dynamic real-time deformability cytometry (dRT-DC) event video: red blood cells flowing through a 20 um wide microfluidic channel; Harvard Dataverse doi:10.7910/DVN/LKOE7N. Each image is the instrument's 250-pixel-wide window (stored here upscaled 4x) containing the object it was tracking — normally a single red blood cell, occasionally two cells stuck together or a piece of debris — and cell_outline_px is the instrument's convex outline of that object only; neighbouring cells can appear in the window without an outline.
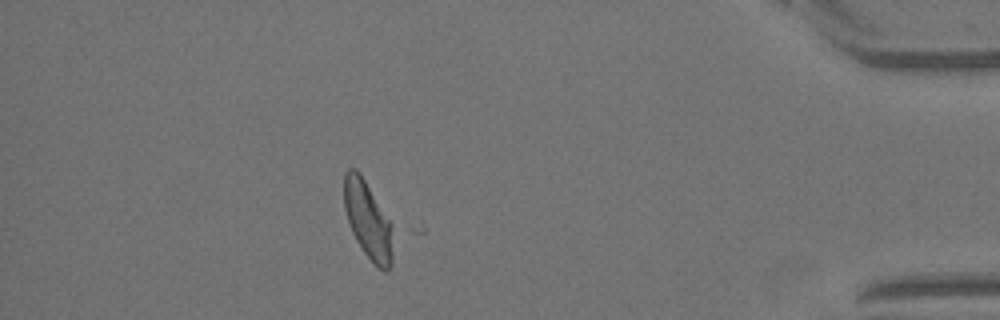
{"species": "Egyptian fruit bat (a non-hibernating species)", "species_latin": "Rousettus aegyptiacus", "temperature_condition": "warm", "stored_images_in_passage": 51, "camera_frame_rate_fps": 3000, "um_per_image_px": 0.085, "animal": {"sex": "female"}, "frame": {"image": 1, "passage_image": 44, "time_ms": 14.333, "image_size_px": [1000, 320], "cell_outline_px": [[392, 264], [384, 272], [364, 252], [356, 240], [352, 232], [344, 208], [344, 172], [348, 168], [356, 168], [360, 172], [392, 224]], "centroid_in_image_um": [31.26, 18.66], "position_along_channel_um": 403.9, "area_um2": 21.79}}